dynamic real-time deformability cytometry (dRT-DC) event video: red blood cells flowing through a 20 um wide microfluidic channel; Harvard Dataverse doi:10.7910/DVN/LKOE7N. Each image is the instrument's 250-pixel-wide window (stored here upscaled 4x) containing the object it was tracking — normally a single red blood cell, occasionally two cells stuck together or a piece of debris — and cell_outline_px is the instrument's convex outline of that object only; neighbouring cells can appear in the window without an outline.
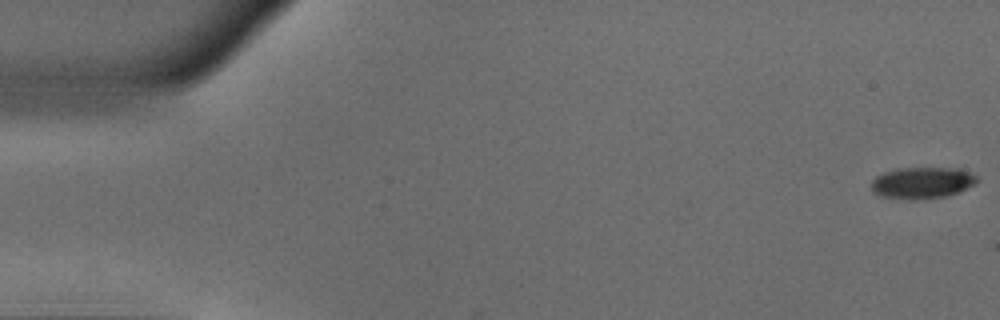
{"species": "common noctule bat (a hibernating species)", "species_latin": "Nyctalus noctula", "temperature_condition": "warm", "stored_images_in_passage": 52, "camera_frame_rate_fps": 3000, "um_per_image_px": 0.085, "animal": {"sex": "male", "body_mass_g": 18.8}, "frame": {"image": 1, "passage_image": 1, "time_ms": 0.0, "image_size_px": [1000, 320], "cell_outline_px": [[980, 180], [956, 192], [944, 196], [916, 200], [908, 200], [880, 196], [872, 192], [872, 180], [876, 176], [884, 172], [900, 168], [960, 168], [976, 176]], "centroid_in_image_um": [78.33, 15.54], "position_along_channel_um": 6.7, "area_um2": 19.25}}
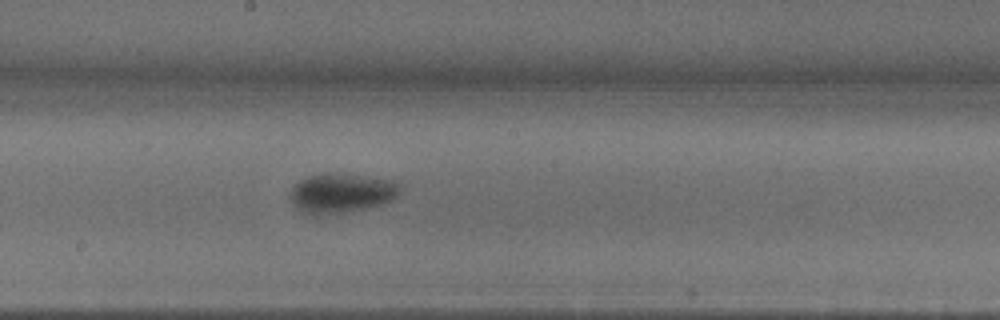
{"frame": {"image": 2, "passage_image": 28, "time_ms": 9.0, "image_size_px": [1000, 320], "cell_outline_px": [[400, 192], [392, 200], [380, 204], [364, 208], [344, 212], [316, 216], [304, 212], [296, 208], [292, 200], [292, 188], [300, 180], [308, 176], [352, 176], [392, 180], [400, 184]], "centroid_in_image_um": [29.03, 16.47], "position_along_channel_um": 219.2, "area_um2": 24.04}}
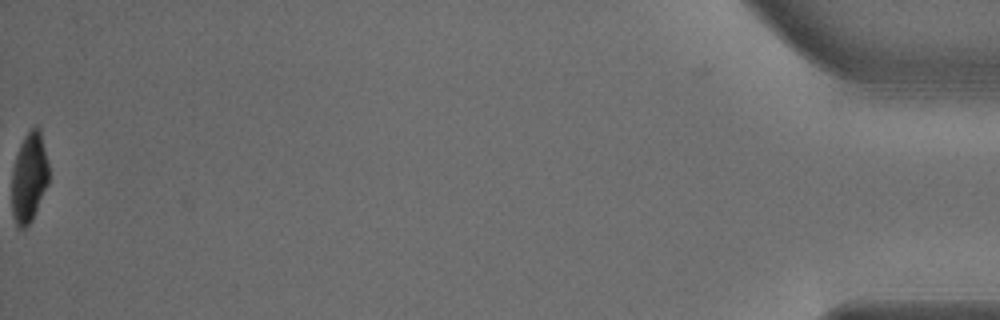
{"frame": {"image": 3, "passage_image": 52, "time_ms": 17.0, "image_size_px": [1000, 320], "cell_outline_px": [[48, 184], [32, 220], [24, 228], [20, 228], [16, 224], [12, 216], [12, 168], [20, 144], [24, 136], [36, 124], [40, 128], [48, 164]], "centroid_in_image_um": [2.47, 15.07], "position_along_channel_um": 432.7, "area_um2": 19.36}, "authors_computed_cell_mechanics": {"area_um2": 22.5709, "velocity_mm_per_s": 3.9423, "shape_relaxation_time_tau1_ms": 2.8822, "shape_relaxation_time_tau2_ms": 2.5333, "deformation_change_tau1": 0.1621, "deformation_change_tau2": 0.061}}